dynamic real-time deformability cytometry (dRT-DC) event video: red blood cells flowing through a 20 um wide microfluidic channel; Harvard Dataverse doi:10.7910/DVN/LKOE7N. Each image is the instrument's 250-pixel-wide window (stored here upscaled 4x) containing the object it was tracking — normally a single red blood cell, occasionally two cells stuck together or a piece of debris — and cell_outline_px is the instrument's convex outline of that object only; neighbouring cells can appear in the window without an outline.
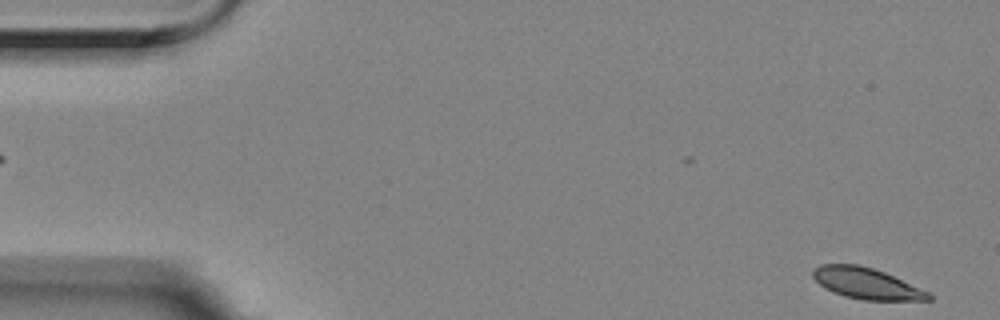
{"species": "Egyptian fruit bat (a non-hibernating species)", "species_latin": "Rousettus aegyptiacus", "temperature_condition": "room temperature", "stored_images_in_passage": 18, "camera_frame_rate_fps": 3000, "um_per_image_px": 0.085, "animal": {"sex": "female"}, "frame": {"image": 1, "passage_image": 1, "time_ms": 0.0, "image_size_px": [1000, 320], "cell_outline_px": [[932, 300], [864, 300], [844, 296], [832, 292], [824, 288], [812, 276], [812, 268], [820, 264], [856, 264], [872, 268], [884, 272], [928, 292], [932, 296]], "centroid_in_image_um": [73.59, 24.09], "position_along_channel_um": 11.4, "area_um2": 20.81}}
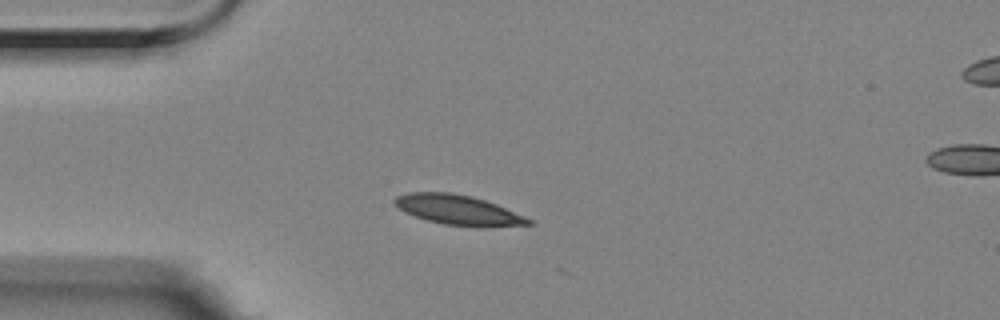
{"frame": {"image": 2, "passage_image": 13, "time_ms": 4.0, "image_size_px": [1000, 320], "cell_outline_px": [[536, 224], [488, 228], [480, 228], [444, 224], [428, 220], [404, 212], [392, 204], [392, 200], [396, 196], [408, 192], [452, 192], [472, 196], [496, 204], [524, 216], [532, 220]], "centroid_in_image_um": [38.96, 17.86], "position_along_channel_um": 46.0, "area_um2": 23.7}}
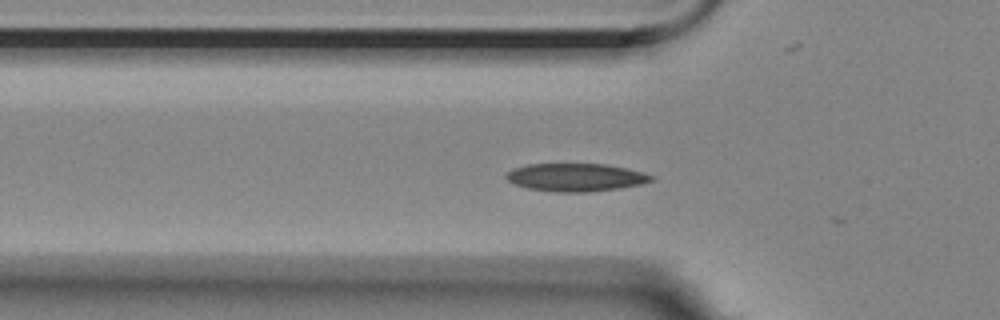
{"frame": {"image": 3, "passage_image": 17, "time_ms": 5.333, "image_size_px": [1000, 320], "cell_outline_px": [[656, 180], [640, 184], [620, 188], [588, 192], [552, 192], [528, 188], [516, 184], [508, 180], [504, 176], [512, 168], [528, 164], [604, 164], [624, 168], [656, 176]], "centroid_in_image_um": [48.94, 15.08], "position_along_channel_um": 76.9, "area_um2": 23.58}}